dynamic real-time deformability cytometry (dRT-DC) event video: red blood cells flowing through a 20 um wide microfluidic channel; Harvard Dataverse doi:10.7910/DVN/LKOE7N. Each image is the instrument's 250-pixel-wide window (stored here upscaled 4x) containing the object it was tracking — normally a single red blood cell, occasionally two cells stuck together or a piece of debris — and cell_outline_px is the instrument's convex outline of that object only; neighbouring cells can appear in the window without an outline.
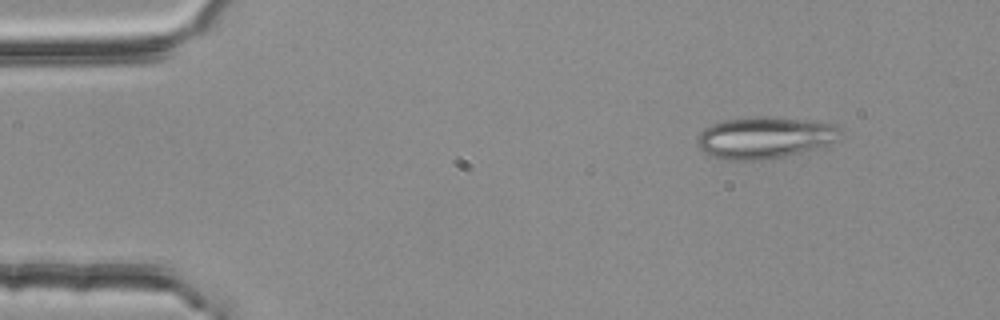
{"species": "common noctule bat (a hibernating species)", "species_latin": "Nyctalus noctula", "temperature_condition": "room temperature", "stored_images_in_passage": 3, "camera_frame_rate_fps": 3000, "um_per_image_px": 0.085, "animal": {"sex": "female", "body_mass_g": 25.1}, "frame": {"image": 1, "passage_image": 1, "time_ms": 0.0, "image_size_px": [1000, 320], "cell_outline_px": [[840, 132], [828, 144], [784, 156], [764, 160], [724, 160], [708, 156], [700, 148], [696, 140], [696, 136], [704, 128], [712, 124], [724, 120], [820, 120], [836, 124], [840, 128]], "centroid_in_image_um": [64.93, 11.75], "position_along_channel_um": 20.1, "area_um2": 33.47}}